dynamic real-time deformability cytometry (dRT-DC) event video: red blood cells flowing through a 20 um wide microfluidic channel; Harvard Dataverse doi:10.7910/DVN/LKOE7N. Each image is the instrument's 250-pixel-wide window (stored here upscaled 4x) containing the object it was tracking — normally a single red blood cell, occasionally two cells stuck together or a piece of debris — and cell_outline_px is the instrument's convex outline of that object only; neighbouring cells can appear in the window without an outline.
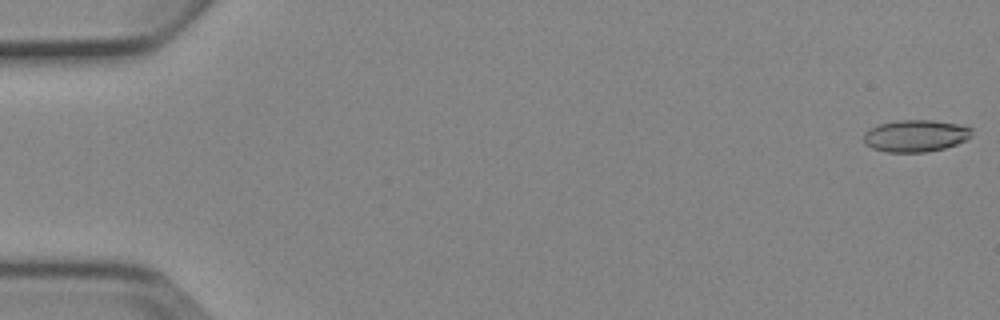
{"species": "Egyptian fruit bat (a non-hibernating species)", "species_latin": "Rousettus aegyptiacus", "temperature_condition": "cold", "stored_images_in_passage": 5, "camera_frame_rate_fps": 3000, "um_per_image_px": 0.085, "animal": {"sex": "female"}, "frame": {"image": 1, "passage_image": 1, "time_ms": 0.0, "image_size_px": [1000, 320], "cell_outline_px": [[972, 136], [968, 140], [944, 148], [928, 152], [884, 152], [872, 148], [864, 144], [864, 132], [868, 128], [880, 124], [900, 120], [932, 120], [960, 124], [972, 128]], "centroid_in_image_um": [77.83, 11.55], "position_along_channel_um": 7.2, "area_um2": 20.4}}
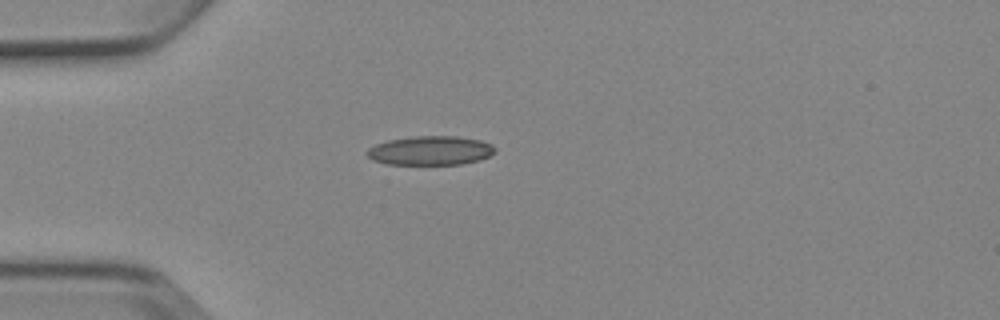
{"frame": {"image": 2, "passage_image": 5, "time_ms": 4.667, "image_size_px": [1000, 320], "cell_outline_px": [[496, 152], [480, 160], [460, 164], [384, 164], [372, 160], [364, 152], [368, 148], [376, 144], [388, 140], [412, 136], [456, 136], [480, 140], [492, 144], [496, 148]], "centroid_in_image_um": [36.57, 12.79], "position_along_channel_um": 48.4, "area_um2": 21.85}}